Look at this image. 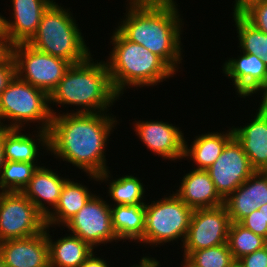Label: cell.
I'll return each instance as SVG.
<instances>
[{
	"instance_id": "cell-1",
	"label": "cell",
	"mask_w": 267,
	"mask_h": 267,
	"mask_svg": "<svg viewBox=\"0 0 267 267\" xmlns=\"http://www.w3.org/2000/svg\"><path fill=\"white\" fill-rule=\"evenodd\" d=\"M57 111H53L48 131V154L84 172L88 182L97 183L98 175L110 169L105 149L120 121L111 112Z\"/></svg>"
},
{
	"instance_id": "cell-2",
	"label": "cell",
	"mask_w": 267,
	"mask_h": 267,
	"mask_svg": "<svg viewBox=\"0 0 267 267\" xmlns=\"http://www.w3.org/2000/svg\"><path fill=\"white\" fill-rule=\"evenodd\" d=\"M124 18L115 27L127 40L162 58L176 73L184 58L183 14L177 1L127 2Z\"/></svg>"
},
{
	"instance_id": "cell-3",
	"label": "cell",
	"mask_w": 267,
	"mask_h": 267,
	"mask_svg": "<svg viewBox=\"0 0 267 267\" xmlns=\"http://www.w3.org/2000/svg\"><path fill=\"white\" fill-rule=\"evenodd\" d=\"M93 56L95 55H91L82 63L71 65L66 70L49 95L52 115L54 105L67 109L70 106H78L76 111L70 110V113L112 112V106L120 96L112 86L106 62L102 59L95 60Z\"/></svg>"
},
{
	"instance_id": "cell-4",
	"label": "cell",
	"mask_w": 267,
	"mask_h": 267,
	"mask_svg": "<svg viewBox=\"0 0 267 267\" xmlns=\"http://www.w3.org/2000/svg\"><path fill=\"white\" fill-rule=\"evenodd\" d=\"M114 29L110 34V45L113 46L105 62L112 86L120 97L128 88H149L176 76V72L162 58L142 45L127 40Z\"/></svg>"
},
{
	"instance_id": "cell-5",
	"label": "cell",
	"mask_w": 267,
	"mask_h": 267,
	"mask_svg": "<svg viewBox=\"0 0 267 267\" xmlns=\"http://www.w3.org/2000/svg\"><path fill=\"white\" fill-rule=\"evenodd\" d=\"M61 5L54 1L42 14L37 33L28 44L71 65L79 64L92 55L89 43L85 42L70 8Z\"/></svg>"
},
{
	"instance_id": "cell-6",
	"label": "cell",
	"mask_w": 267,
	"mask_h": 267,
	"mask_svg": "<svg viewBox=\"0 0 267 267\" xmlns=\"http://www.w3.org/2000/svg\"><path fill=\"white\" fill-rule=\"evenodd\" d=\"M52 117L49 95L17 75L0 94V123L4 128L25 129L33 122L34 128L49 131Z\"/></svg>"
},
{
	"instance_id": "cell-7",
	"label": "cell",
	"mask_w": 267,
	"mask_h": 267,
	"mask_svg": "<svg viewBox=\"0 0 267 267\" xmlns=\"http://www.w3.org/2000/svg\"><path fill=\"white\" fill-rule=\"evenodd\" d=\"M164 198L145 204L144 245L160 247L181 240L187 235L193 209L187 206L173 191ZM168 194V196H167ZM160 245V246H159Z\"/></svg>"
},
{
	"instance_id": "cell-8",
	"label": "cell",
	"mask_w": 267,
	"mask_h": 267,
	"mask_svg": "<svg viewBox=\"0 0 267 267\" xmlns=\"http://www.w3.org/2000/svg\"><path fill=\"white\" fill-rule=\"evenodd\" d=\"M12 55L16 64V75L48 95L71 66L66 60L39 51L28 43L13 45Z\"/></svg>"
},
{
	"instance_id": "cell-9",
	"label": "cell",
	"mask_w": 267,
	"mask_h": 267,
	"mask_svg": "<svg viewBox=\"0 0 267 267\" xmlns=\"http://www.w3.org/2000/svg\"><path fill=\"white\" fill-rule=\"evenodd\" d=\"M44 215L22 192H0V242L45 231Z\"/></svg>"
},
{
	"instance_id": "cell-10",
	"label": "cell",
	"mask_w": 267,
	"mask_h": 267,
	"mask_svg": "<svg viewBox=\"0 0 267 267\" xmlns=\"http://www.w3.org/2000/svg\"><path fill=\"white\" fill-rule=\"evenodd\" d=\"M62 228H66L68 233L78 236L95 250L100 245L119 243L112 227L110 205L97 193Z\"/></svg>"
},
{
	"instance_id": "cell-11",
	"label": "cell",
	"mask_w": 267,
	"mask_h": 267,
	"mask_svg": "<svg viewBox=\"0 0 267 267\" xmlns=\"http://www.w3.org/2000/svg\"><path fill=\"white\" fill-rule=\"evenodd\" d=\"M231 225L225 205L193 209L187 235L182 245L183 255L193 251L226 244Z\"/></svg>"
},
{
	"instance_id": "cell-12",
	"label": "cell",
	"mask_w": 267,
	"mask_h": 267,
	"mask_svg": "<svg viewBox=\"0 0 267 267\" xmlns=\"http://www.w3.org/2000/svg\"><path fill=\"white\" fill-rule=\"evenodd\" d=\"M206 171L224 200L255 172L235 137L226 144L219 158Z\"/></svg>"
},
{
	"instance_id": "cell-13",
	"label": "cell",
	"mask_w": 267,
	"mask_h": 267,
	"mask_svg": "<svg viewBox=\"0 0 267 267\" xmlns=\"http://www.w3.org/2000/svg\"><path fill=\"white\" fill-rule=\"evenodd\" d=\"M132 128L140 141L154 155L163 160L182 162L184 156V133L182 127L162 120H135Z\"/></svg>"
},
{
	"instance_id": "cell-14",
	"label": "cell",
	"mask_w": 267,
	"mask_h": 267,
	"mask_svg": "<svg viewBox=\"0 0 267 267\" xmlns=\"http://www.w3.org/2000/svg\"><path fill=\"white\" fill-rule=\"evenodd\" d=\"M224 77L232 80L239 98L254 97L267 84V66L254 54L243 53L225 60L221 66Z\"/></svg>"
},
{
	"instance_id": "cell-15",
	"label": "cell",
	"mask_w": 267,
	"mask_h": 267,
	"mask_svg": "<svg viewBox=\"0 0 267 267\" xmlns=\"http://www.w3.org/2000/svg\"><path fill=\"white\" fill-rule=\"evenodd\" d=\"M55 0H11L12 19L0 13V24L12 45L28 43L37 33L42 14Z\"/></svg>"
},
{
	"instance_id": "cell-16",
	"label": "cell",
	"mask_w": 267,
	"mask_h": 267,
	"mask_svg": "<svg viewBox=\"0 0 267 267\" xmlns=\"http://www.w3.org/2000/svg\"><path fill=\"white\" fill-rule=\"evenodd\" d=\"M4 267H50L45 231L32 237L0 242Z\"/></svg>"
},
{
	"instance_id": "cell-17",
	"label": "cell",
	"mask_w": 267,
	"mask_h": 267,
	"mask_svg": "<svg viewBox=\"0 0 267 267\" xmlns=\"http://www.w3.org/2000/svg\"><path fill=\"white\" fill-rule=\"evenodd\" d=\"M267 204V172L255 171L225 200L231 222H240L259 206Z\"/></svg>"
},
{
	"instance_id": "cell-18",
	"label": "cell",
	"mask_w": 267,
	"mask_h": 267,
	"mask_svg": "<svg viewBox=\"0 0 267 267\" xmlns=\"http://www.w3.org/2000/svg\"><path fill=\"white\" fill-rule=\"evenodd\" d=\"M50 168V169H49ZM56 169L39 166L22 193L46 217L57 205L62 188L69 176L57 173ZM61 175V176H60Z\"/></svg>"
},
{
	"instance_id": "cell-19",
	"label": "cell",
	"mask_w": 267,
	"mask_h": 267,
	"mask_svg": "<svg viewBox=\"0 0 267 267\" xmlns=\"http://www.w3.org/2000/svg\"><path fill=\"white\" fill-rule=\"evenodd\" d=\"M244 126H232L234 137L242 145L255 171L267 172V114L259 108Z\"/></svg>"
},
{
	"instance_id": "cell-20",
	"label": "cell",
	"mask_w": 267,
	"mask_h": 267,
	"mask_svg": "<svg viewBox=\"0 0 267 267\" xmlns=\"http://www.w3.org/2000/svg\"><path fill=\"white\" fill-rule=\"evenodd\" d=\"M179 188L174 192L192 209L213 208L224 204L206 170L191 169L183 174Z\"/></svg>"
},
{
	"instance_id": "cell-21",
	"label": "cell",
	"mask_w": 267,
	"mask_h": 267,
	"mask_svg": "<svg viewBox=\"0 0 267 267\" xmlns=\"http://www.w3.org/2000/svg\"><path fill=\"white\" fill-rule=\"evenodd\" d=\"M23 131L26 132L19 128H4L5 161L41 162L38 161L40 151L44 149L48 153L49 149L48 131L35 129L32 131L35 134Z\"/></svg>"
},
{
	"instance_id": "cell-22",
	"label": "cell",
	"mask_w": 267,
	"mask_h": 267,
	"mask_svg": "<svg viewBox=\"0 0 267 267\" xmlns=\"http://www.w3.org/2000/svg\"><path fill=\"white\" fill-rule=\"evenodd\" d=\"M227 128L229 129L225 131L198 134L193 141L185 139L183 159L194 161L193 169L206 170L219 158L226 144L234 137L232 127ZM187 141H191L190 145Z\"/></svg>"
},
{
	"instance_id": "cell-23",
	"label": "cell",
	"mask_w": 267,
	"mask_h": 267,
	"mask_svg": "<svg viewBox=\"0 0 267 267\" xmlns=\"http://www.w3.org/2000/svg\"><path fill=\"white\" fill-rule=\"evenodd\" d=\"M68 179L61 191L55 208L45 217L46 226L56 229L63 227L91 199L95 191L89 190L83 183ZM61 225V226H60Z\"/></svg>"
},
{
	"instance_id": "cell-24",
	"label": "cell",
	"mask_w": 267,
	"mask_h": 267,
	"mask_svg": "<svg viewBox=\"0 0 267 267\" xmlns=\"http://www.w3.org/2000/svg\"><path fill=\"white\" fill-rule=\"evenodd\" d=\"M49 230H52L51 227L46 226L50 267H79L94 252L78 236L66 233L54 240Z\"/></svg>"
},
{
	"instance_id": "cell-25",
	"label": "cell",
	"mask_w": 267,
	"mask_h": 267,
	"mask_svg": "<svg viewBox=\"0 0 267 267\" xmlns=\"http://www.w3.org/2000/svg\"><path fill=\"white\" fill-rule=\"evenodd\" d=\"M110 170L103 172L98 175L97 184L106 183L108 186L107 196L110 197V202L108 200V204L110 206L115 205H145L146 204V189L145 184H143L142 180L134 175H123L119 178H113ZM101 182V183H100ZM145 199V200H144ZM110 202V203H109Z\"/></svg>"
},
{
	"instance_id": "cell-26",
	"label": "cell",
	"mask_w": 267,
	"mask_h": 267,
	"mask_svg": "<svg viewBox=\"0 0 267 267\" xmlns=\"http://www.w3.org/2000/svg\"><path fill=\"white\" fill-rule=\"evenodd\" d=\"M112 227L119 241L143 243L145 231V205L110 206Z\"/></svg>"
},
{
	"instance_id": "cell-27",
	"label": "cell",
	"mask_w": 267,
	"mask_h": 267,
	"mask_svg": "<svg viewBox=\"0 0 267 267\" xmlns=\"http://www.w3.org/2000/svg\"><path fill=\"white\" fill-rule=\"evenodd\" d=\"M237 31L238 48L259 56L267 66V34L250 24L241 14L232 13Z\"/></svg>"
},
{
	"instance_id": "cell-28",
	"label": "cell",
	"mask_w": 267,
	"mask_h": 267,
	"mask_svg": "<svg viewBox=\"0 0 267 267\" xmlns=\"http://www.w3.org/2000/svg\"><path fill=\"white\" fill-rule=\"evenodd\" d=\"M40 162L5 161L0 173V192H22Z\"/></svg>"
},
{
	"instance_id": "cell-29",
	"label": "cell",
	"mask_w": 267,
	"mask_h": 267,
	"mask_svg": "<svg viewBox=\"0 0 267 267\" xmlns=\"http://www.w3.org/2000/svg\"><path fill=\"white\" fill-rule=\"evenodd\" d=\"M227 243L235 261H238L243 256L265 247L267 240L239 222H231Z\"/></svg>"
},
{
	"instance_id": "cell-30",
	"label": "cell",
	"mask_w": 267,
	"mask_h": 267,
	"mask_svg": "<svg viewBox=\"0 0 267 267\" xmlns=\"http://www.w3.org/2000/svg\"><path fill=\"white\" fill-rule=\"evenodd\" d=\"M188 258L198 267H230L236 262L228 243L193 251Z\"/></svg>"
},
{
	"instance_id": "cell-31",
	"label": "cell",
	"mask_w": 267,
	"mask_h": 267,
	"mask_svg": "<svg viewBox=\"0 0 267 267\" xmlns=\"http://www.w3.org/2000/svg\"><path fill=\"white\" fill-rule=\"evenodd\" d=\"M241 15L254 27L267 34V1L251 4Z\"/></svg>"
},
{
	"instance_id": "cell-32",
	"label": "cell",
	"mask_w": 267,
	"mask_h": 267,
	"mask_svg": "<svg viewBox=\"0 0 267 267\" xmlns=\"http://www.w3.org/2000/svg\"><path fill=\"white\" fill-rule=\"evenodd\" d=\"M245 228L267 240V222L261 210H255L239 222Z\"/></svg>"
},
{
	"instance_id": "cell-33",
	"label": "cell",
	"mask_w": 267,
	"mask_h": 267,
	"mask_svg": "<svg viewBox=\"0 0 267 267\" xmlns=\"http://www.w3.org/2000/svg\"><path fill=\"white\" fill-rule=\"evenodd\" d=\"M16 75V64L11 54L5 61L0 62V94L7 88Z\"/></svg>"
},
{
	"instance_id": "cell-34",
	"label": "cell",
	"mask_w": 267,
	"mask_h": 267,
	"mask_svg": "<svg viewBox=\"0 0 267 267\" xmlns=\"http://www.w3.org/2000/svg\"><path fill=\"white\" fill-rule=\"evenodd\" d=\"M242 267H267V245L237 261Z\"/></svg>"
},
{
	"instance_id": "cell-35",
	"label": "cell",
	"mask_w": 267,
	"mask_h": 267,
	"mask_svg": "<svg viewBox=\"0 0 267 267\" xmlns=\"http://www.w3.org/2000/svg\"><path fill=\"white\" fill-rule=\"evenodd\" d=\"M12 46L5 30L0 24V62L5 61L12 54Z\"/></svg>"
},
{
	"instance_id": "cell-36",
	"label": "cell",
	"mask_w": 267,
	"mask_h": 267,
	"mask_svg": "<svg viewBox=\"0 0 267 267\" xmlns=\"http://www.w3.org/2000/svg\"><path fill=\"white\" fill-rule=\"evenodd\" d=\"M93 252L79 267H110L108 261L104 260L105 258L97 256Z\"/></svg>"
},
{
	"instance_id": "cell-37",
	"label": "cell",
	"mask_w": 267,
	"mask_h": 267,
	"mask_svg": "<svg viewBox=\"0 0 267 267\" xmlns=\"http://www.w3.org/2000/svg\"><path fill=\"white\" fill-rule=\"evenodd\" d=\"M152 255L149 254V256L143 255L141 259H139V264H134L129 267H157L160 264V261L156 257H151Z\"/></svg>"
},
{
	"instance_id": "cell-38",
	"label": "cell",
	"mask_w": 267,
	"mask_h": 267,
	"mask_svg": "<svg viewBox=\"0 0 267 267\" xmlns=\"http://www.w3.org/2000/svg\"><path fill=\"white\" fill-rule=\"evenodd\" d=\"M258 1H267V0H235L233 1L234 5L232 13L241 14L248 6Z\"/></svg>"
},
{
	"instance_id": "cell-39",
	"label": "cell",
	"mask_w": 267,
	"mask_h": 267,
	"mask_svg": "<svg viewBox=\"0 0 267 267\" xmlns=\"http://www.w3.org/2000/svg\"><path fill=\"white\" fill-rule=\"evenodd\" d=\"M262 95V97H260L261 102H259V106L258 108L267 114V84L257 93V95Z\"/></svg>"
},
{
	"instance_id": "cell-40",
	"label": "cell",
	"mask_w": 267,
	"mask_h": 267,
	"mask_svg": "<svg viewBox=\"0 0 267 267\" xmlns=\"http://www.w3.org/2000/svg\"><path fill=\"white\" fill-rule=\"evenodd\" d=\"M5 163V154H4V127L0 129V173L2 171V167Z\"/></svg>"
},
{
	"instance_id": "cell-41",
	"label": "cell",
	"mask_w": 267,
	"mask_h": 267,
	"mask_svg": "<svg viewBox=\"0 0 267 267\" xmlns=\"http://www.w3.org/2000/svg\"><path fill=\"white\" fill-rule=\"evenodd\" d=\"M183 261H181V267H198L195 265L188 257L183 256L182 258Z\"/></svg>"
},
{
	"instance_id": "cell-42",
	"label": "cell",
	"mask_w": 267,
	"mask_h": 267,
	"mask_svg": "<svg viewBox=\"0 0 267 267\" xmlns=\"http://www.w3.org/2000/svg\"><path fill=\"white\" fill-rule=\"evenodd\" d=\"M168 0H126V2H164Z\"/></svg>"
},
{
	"instance_id": "cell-43",
	"label": "cell",
	"mask_w": 267,
	"mask_h": 267,
	"mask_svg": "<svg viewBox=\"0 0 267 267\" xmlns=\"http://www.w3.org/2000/svg\"><path fill=\"white\" fill-rule=\"evenodd\" d=\"M258 209L263 212L264 217H265V222H267V204L263 205V206H259Z\"/></svg>"
},
{
	"instance_id": "cell-44",
	"label": "cell",
	"mask_w": 267,
	"mask_h": 267,
	"mask_svg": "<svg viewBox=\"0 0 267 267\" xmlns=\"http://www.w3.org/2000/svg\"><path fill=\"white\" fill-rule=\"evenodd\" d=\"M230 267H242V266L236 261Z\"/></svg>"
},
{
	"instance_id": "cell-45",
	"label": "cell",
	"mask_w": 267,
	"mask_h": 267,
	"mask_svg": "<svg viewBox=\"0 0 267 267\" xmlns=\"http://www.w3.org/2000/svg\"><path fill=\"white\" fill-rule=\"evenodd\" d=\"M0 267H4L3 262H2L1 255H0Z\"/></svg>"
}]
</instances>
